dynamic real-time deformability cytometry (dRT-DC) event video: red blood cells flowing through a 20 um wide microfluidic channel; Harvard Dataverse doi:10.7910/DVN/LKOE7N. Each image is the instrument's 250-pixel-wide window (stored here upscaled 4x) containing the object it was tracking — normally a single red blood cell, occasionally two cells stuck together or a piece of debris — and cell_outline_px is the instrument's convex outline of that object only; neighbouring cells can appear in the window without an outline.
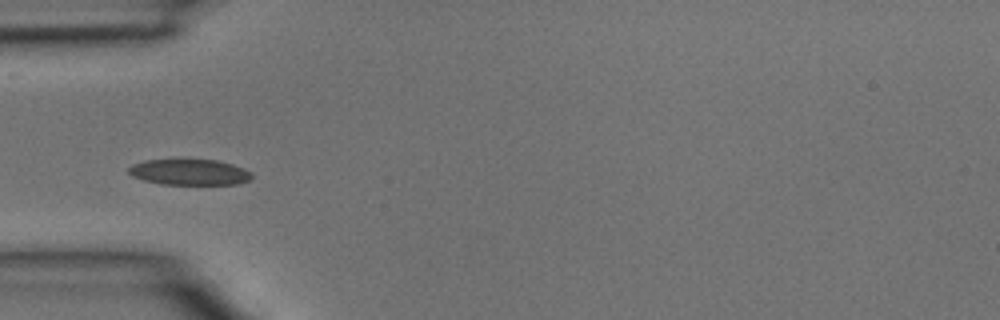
{"species": "common noctule bat (a hibernating species)", "species_latin": "Nyctalus noctula", "temperature_condition": "room temperature", "stored_images_in_passage": 4, "camera_frame_rate_fps": 3000, "um_per_image_px": 0.085, "animal": {"sex": "male", "body_mass_g": 15.6}, "frame": {"image": 1, "passage_image": 4, "time_ms": 1.0, "image_size_px": [1000, 320], "cell_outline_px": [[252, 180], [236, 184], [160, 184], [144, 180], [132, 176], [128, 172], [128, 168], [132, 164], [148, 160], [216, 160], [232, 164], [244, 168], [252, 172]], "centroid_in_image_um": [16.13, 14.64], "position_along_channel_um": 68.9, "area_um2": 18.5}}